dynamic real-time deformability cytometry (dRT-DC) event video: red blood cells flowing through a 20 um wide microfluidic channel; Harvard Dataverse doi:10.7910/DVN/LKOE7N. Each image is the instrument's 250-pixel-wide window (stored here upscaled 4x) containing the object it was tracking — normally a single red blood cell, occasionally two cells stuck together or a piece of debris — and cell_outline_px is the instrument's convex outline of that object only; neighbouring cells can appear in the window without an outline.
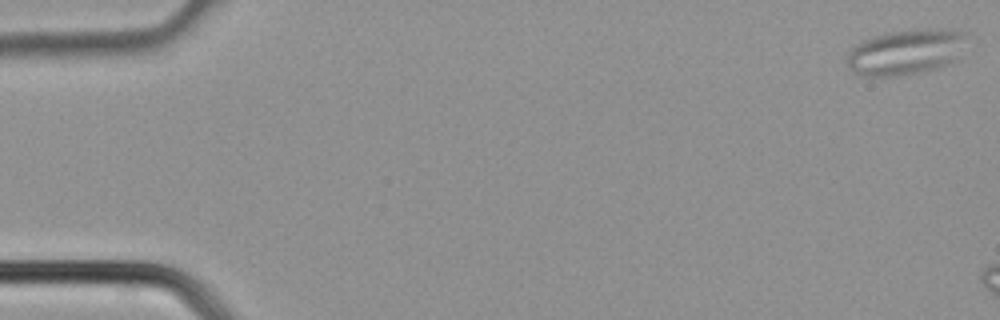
{"species": "common noctule bat (a hibernating species)", "species_latin": "Nyctalus noctula", "temperature_condition": "cold", "stored_images_in_passage": 3, "camera_frame_rate_fps": 3000, "um_per_image_px": 0.085, "animal": {"sex": "male", "body_mass_g": 21.5, "forearm_length_mm": 52.0}, "frame": {"image": 1, "passage_image": 1, "time_ms": 0.0, "image_size_px": [1000, 320], "cell_outline_px": [[968, 32], [956, 60], [936, 68], [916, 72], [888, 76], [860, 76], [848, 64], [848, 52], [860, 40], [884, 32], [924, 28], [936, 28]], "centroid_in_image_um": [76.97, 4.38], "position_along_channel_um": 8.0, "area_um2": 31.5}}